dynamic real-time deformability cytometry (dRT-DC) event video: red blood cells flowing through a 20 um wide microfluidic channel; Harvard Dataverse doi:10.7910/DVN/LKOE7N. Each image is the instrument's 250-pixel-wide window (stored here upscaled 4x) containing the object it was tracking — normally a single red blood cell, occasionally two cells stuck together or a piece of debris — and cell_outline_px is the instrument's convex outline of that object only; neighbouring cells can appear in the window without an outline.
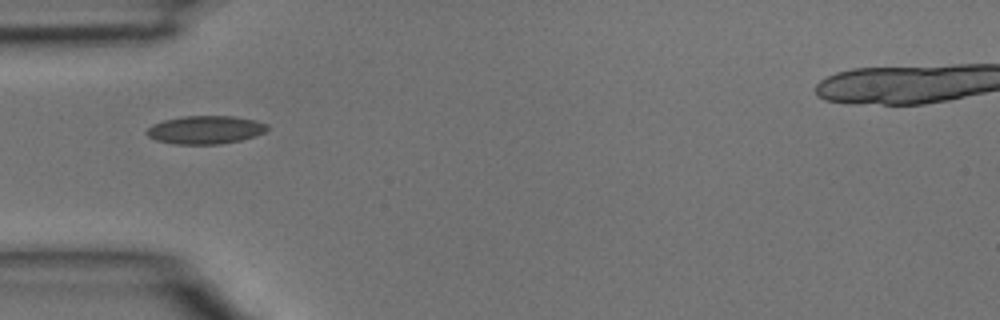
{"species": "common noctule bat (a hibernating species)", "species_latin": "Nyctalus noctula", "temperature_condition": "room temperature", "stored_images_in_passage": 1, "camera_frame_rate_fps": 3000, "um_per_image_px": 0.085, "animal": {"sex": "male", "body_mass_g": 15.6}, "frame": {"image": 1, "passage_image": 1, "time_ms": 0.0, "image_size_px": [1000, 320], "cell_outline_px": [[268, 128], [264, 132], [256, 136], [240, 140], [220, 144], [172, 144], [156, 140], [148, 136], [144, 132], [152, 124], [164, 120], [184, 116], [232, 116], [256, 120], [268, 124]], "centroid_in_image_um": [17.45, 11.03], "position_along_channel_um": 67.6, "area_um2": 19.88}}